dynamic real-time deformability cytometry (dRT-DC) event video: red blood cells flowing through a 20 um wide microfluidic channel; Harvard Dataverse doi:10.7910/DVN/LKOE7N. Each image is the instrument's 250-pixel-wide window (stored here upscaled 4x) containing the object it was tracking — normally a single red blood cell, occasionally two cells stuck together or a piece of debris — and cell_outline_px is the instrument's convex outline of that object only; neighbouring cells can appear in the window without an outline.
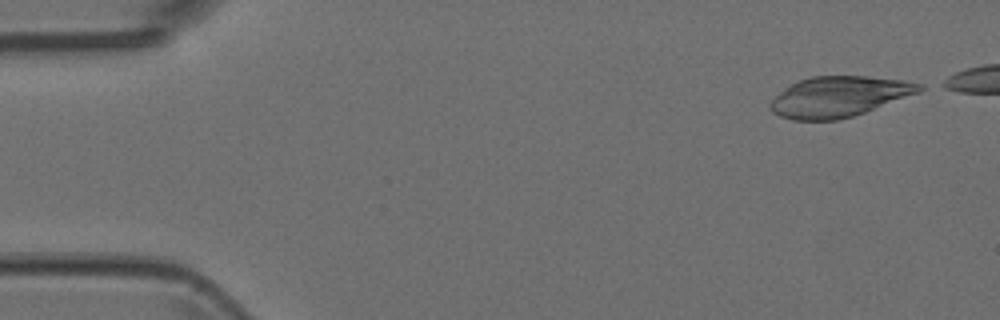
{"species": "Egyptian fruit bat (a non-hibernating species)", "species_latin": "Rousettus aegyptiacus", "temperature_condition": "room temperature", "stored_images_in_passage": 5, "camera_frame_rate_fps": 3000, "um_per_image_px": 0.085, "animal": {"sex": "female"}, "frame": {"image": 1, "passage_image": 1, "time_ms": 0.0, "image_size_px": [1000, 320], "cell_outline_px": [[928, 88], [920, 92], [864, 112], [852, 116], [836, 120], [792, 120], [780, 116], [772, 112], [768, 104], [776, 96], [792, 84], [800, 80], [812, 76], [868, 76], [904, 80], [924, 84]], "centroid_in_image_um": [71.36, 8.21], "position_along_channel_um": 13.6, "area_um2": 35.03}}